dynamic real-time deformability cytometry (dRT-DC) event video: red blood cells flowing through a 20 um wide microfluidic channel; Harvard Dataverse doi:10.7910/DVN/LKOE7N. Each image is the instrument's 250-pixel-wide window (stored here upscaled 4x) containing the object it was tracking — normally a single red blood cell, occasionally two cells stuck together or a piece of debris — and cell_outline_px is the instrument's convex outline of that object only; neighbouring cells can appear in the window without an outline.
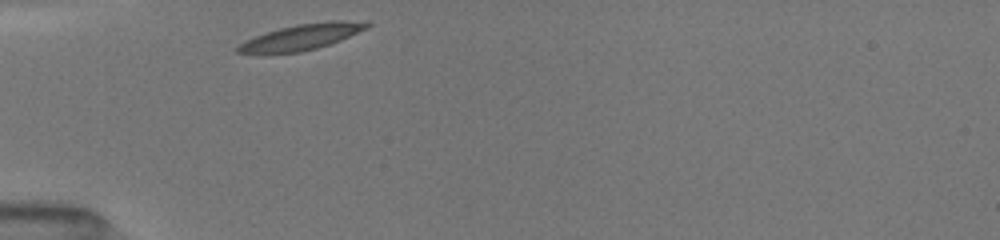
{"species": "common noctule bat (a hibernating species)", "species_latin": "Nyctalus noctula", "temperature_condition": "room temperature", "stored_images_in_passage": 28, "camera_frame_rate_fps": 3000, "um_per_image_px": 0.085, "animal": {"sex": "female", "body_mass_g": 19.5, "forearm_length_mm": 54.1}, "frame": {"image": 1, "passage_image": 1, "time_ms": 0.0, "image_size_px": [1000, 240], "cell_outline_px": [[372, 24], [368, 28], [340, 40], [316, 48], [300, 52], [260, 56], [236, 52], [232, 48], [244, 40], [280, 28], [296, 24], [328, 20], [344, 20]], "centroid_in_image_um": [25.48, 3.19], "position_along_channel_um": 59.5, "area_um2": 19.94}}
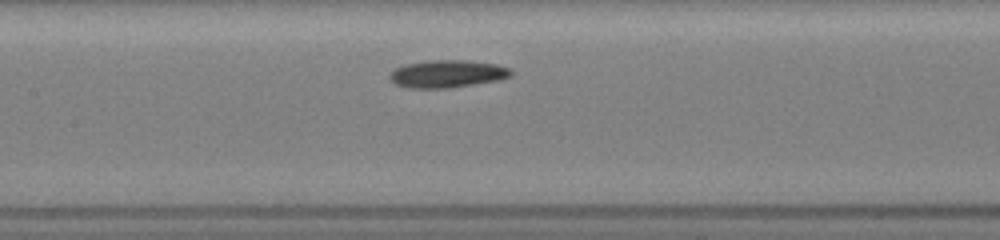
{"frame": {"image": 2, "passage_image": 10, "time_ms": 3.0, "image_size_px": [1000, 240], "cell_outline_px": [[512, 76], [500, 80], [452, 88], [408, 88], [396, 84], [388, 80], [388, 72], [404, 64], [428, 60], [468, 60], [496, 64], [512, 68]], "centroid_in_image_um": [38.01, 6.28], "position_along_channel_um": 169.4, "area_um2": 19.94}}
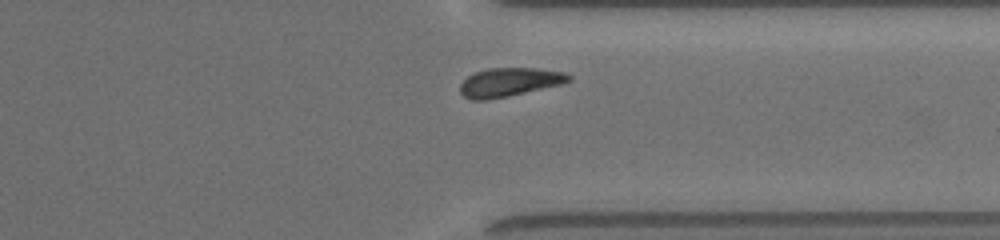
{"frame": {"image": 3, "passage_image": 25, "time_ms": 8.0, "image_size_px": [1000, 240], "cell_outline_px": [[572, 80], [560, 84], [508, 96], [488, 100], [472, 100], [464, 96], [460, 92], [460, 84], [472, 72], [488, 68], [536, 68], [564, 72], [572, 76]], "centroid_in_image_um": [43.27, 6.97], "position_along_channel_um": 368.1, "area_um2": 18.15}, "authors_computed_cell_mechanics": {"area_um2": 18.6116, "velocity_mm_per_s": 3.9675, "shape_relaxation_time_tau1_ms": 1.8089, "shape_relaxation_time_tau2_ms": null, "deformation_change_tau1": 0.0907, "deformation_change_tau2": null}}